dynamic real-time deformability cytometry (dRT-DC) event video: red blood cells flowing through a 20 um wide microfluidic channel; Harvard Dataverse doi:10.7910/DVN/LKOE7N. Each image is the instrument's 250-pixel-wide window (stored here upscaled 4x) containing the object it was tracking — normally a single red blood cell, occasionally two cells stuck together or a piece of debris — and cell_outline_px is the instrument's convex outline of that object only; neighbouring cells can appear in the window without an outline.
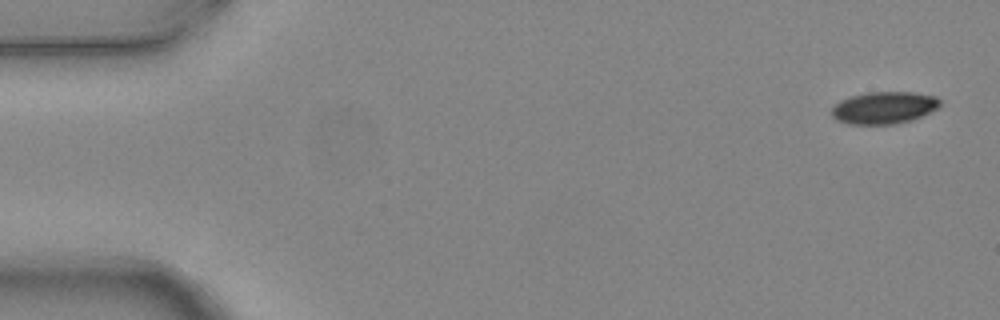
{"species": "common noctule bat (a hibernating species)", "species_latin": "Nyctalus noctula", "temperature_condition": "warm", "stored_images_in_passage": 4, "camera_frame_rate_fps": 3000, "um_per_image_px": 0.085, "animal": {"sex": "female", "body_mass_g": 24.6, "forearm_length_mm": 56.2}, "frame": {"image": 1, "passage_image": 1, "time_ms": 0.0, "image_size_px": [1000, 320], "cell_outline_px": [[940, 108], [912, 120], [896, 124], [848, 124], [836, 120], [832, 116], [832, 108], [840, 100], [848, 96], [868, 92], [912, 92], [936, 96], [940, 100]], "centroid_in_image_um": [75.15, 9.15], "position_along_channel_um": 9.9, "area_um2": 20.52}}
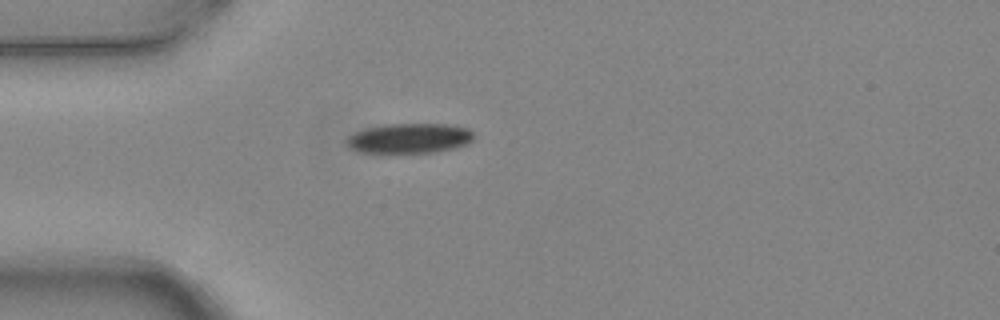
{"frame": {"image": 2, "passage_image": 4, "time_ms": 1.0, "image_size_px": [1000, 320], "cell_outline_px": [[472, 140], [468, 144], [456, 148], [436, 152], [392, 156], [356, 152], [348, 148], [344, 144], [344, 140], [348, 136], [364, 128], [384, 124], [448, 124], [468, 128], [472, 132]], "centroid_in_image_um": [34.69, 11.81], "position_along_channel_um": 50.3, "area_um2": 23.58}}